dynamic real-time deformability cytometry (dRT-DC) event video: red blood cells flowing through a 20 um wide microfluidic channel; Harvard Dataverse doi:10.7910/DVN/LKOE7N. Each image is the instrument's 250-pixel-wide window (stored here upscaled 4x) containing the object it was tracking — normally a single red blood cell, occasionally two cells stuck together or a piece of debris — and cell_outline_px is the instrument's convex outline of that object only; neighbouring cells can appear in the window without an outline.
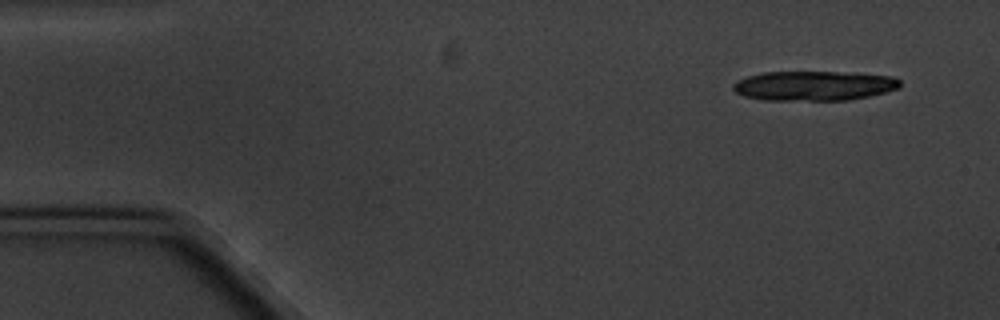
{"species": "common noctule bat (a hibernating species)", "species_latin": "Nyctalus noctula", "temperature_condition": "cold", "stored_images_in_passage": 6, "segment_of_instrument_passage": [1, 2], "camera_frame_rate_fps": 3000, "um_per_image_px": 0.085, "animal": {"sex": "male", "body_mass_g": 20.1, "forearm_length_mm": 53.5}, "frame": {"image": 1, "passage_image": 1, "time_ms": 0.0, "image_size_px": [1000, 320], "cell_outline_px": [[900, 88], [868, 96], [848, 100], [764, 100], [744, 96], [736, 92], [732, 88], [732, 84], [736, 80], [748, 76], [764, 72], [852, 72], [892, 76], [900, 80]], "centroid_in_image_um": [69.18, 7.28], "position_along_channel_um": 15.8, "area_um2": 28.96}}